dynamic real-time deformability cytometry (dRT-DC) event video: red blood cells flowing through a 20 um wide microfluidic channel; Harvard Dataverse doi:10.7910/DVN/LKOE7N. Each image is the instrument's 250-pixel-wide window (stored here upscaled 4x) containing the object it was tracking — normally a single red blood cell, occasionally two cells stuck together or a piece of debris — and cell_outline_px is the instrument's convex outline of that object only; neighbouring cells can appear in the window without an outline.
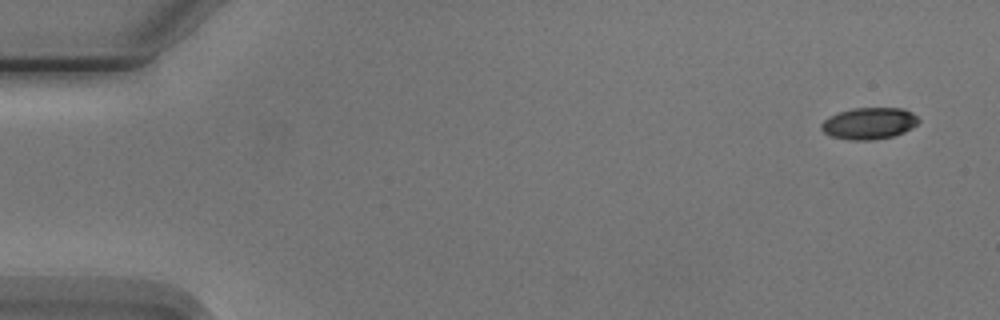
{"species": "Egyptian fruit bat (a non-hibernating species)", "species_latin": "Rousettus aegyptiacus", "temperature_condition": "cold", "stored_images_in_passage": 7, "camera_frame_rate_fps": 3000, "um_per_image_px": 0.085, "animal": {"sex": "male"}, "frame": {"image": 1, "passage_image": 1, "time_ms": 0.0, "image_size_px": [1000, 320], "cell_outline_px": [[920, 120], [912, 128], [904, 132], [892, 136], [872, 140], [852, 140], [832, 136], [824, 132], [820, 128], [820, 124], [828, 116], [852, 108], [904, 108], [912, 112]], "centroid_in_image_um": [73.87, 10.48], "position_along_channel_um": 11.1, "area_um2": 17.92}}
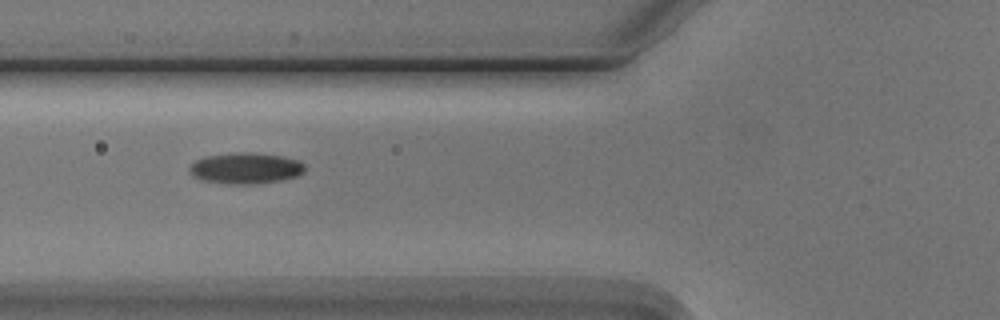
{"frame": {"image": 2, "passage_image": 6, "time_ms": 6.0, "image_size_px": [1000, 320], "cell_outline_px": [[304, 172], [296, 176], [280, 180], [248, 184], [236, 184], [200, 180], [192, 176], [188, 168], [196, 160], [204, 156], [240, 152], [252, 152], [284, 156], [296, 160], [304, 164]], "centroid_in_image_um": [20.85, 14.28], "position_along_channel_um": 105.0, "area_um2": 20.75}}
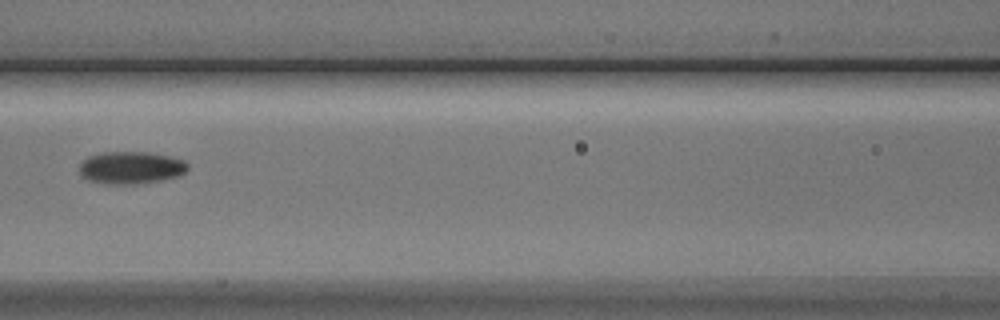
{"frame": {"image": 3, "passage_image": 7, "time_ms": 7.333, "image_size_px": [1000, 320], "cell_outline_px": [[188, 168], [180, 176], [164, 180], [124, 184], [116, 184], [92, 180], [84, 176], [80, 172], [80, 164], [88, 156], [104, 152], [148, 152], [168, 156], [184, 160], [188, 164]], "centroid_in_image_um": [11.18, 14.23], "position_along_channel_um": 155.4, "area_um2": 20.06}}